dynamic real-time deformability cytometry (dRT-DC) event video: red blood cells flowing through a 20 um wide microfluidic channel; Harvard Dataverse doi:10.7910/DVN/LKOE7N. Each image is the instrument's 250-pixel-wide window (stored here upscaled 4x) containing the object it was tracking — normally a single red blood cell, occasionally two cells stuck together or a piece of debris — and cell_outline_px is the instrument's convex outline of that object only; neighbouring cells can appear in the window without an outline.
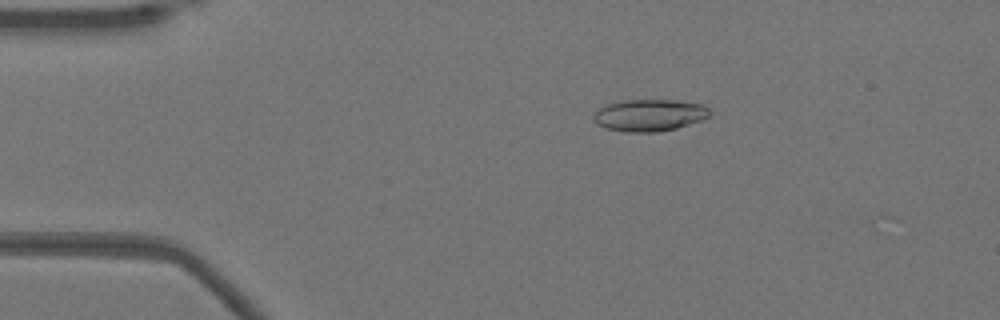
{"species": "Egyptian fruit bat (a non-hibernating species)", "species_latin": "Rousettus aegyptiacus", "temperature_condition": "warm", "stored_images_in_passage": 47, "camera_frame_rate_fps": 3000, "um_per_image_px": 0.085, "animal": {"sex": "female"}, "frame": {"image": 1, "passage_image": 10, "time_ms": 3.0, "image_size_px": [1000, 320], "cell_outline_px": [[712, 116], [704, 120], [676, 128], [656, 132], [628, 132], [604, 128], [596, 124], [592, 120], [592, 116], [596, 108], [604, 104], [624, 100], [676, 100], [704, 104], [712, 112]], "centroid_in_image_um": [55.19, 9.78], "position_along_channel_um": 29.8, "area_um2": 22.2}}
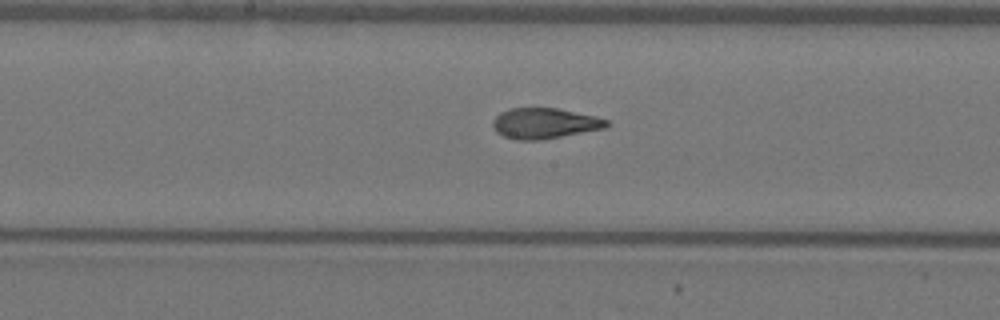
{"frame": {"image": 2, "passage_image": 27, "time_ms": 8.667, "image_size_px": [1000, 320], "cell_outline_px": [[608, 124], [604, 128], [540, 140], [516, 140], [504, 136], [496, 132], [492, 128], [492, 120], [500, 112], [508, 108], [556, 108], [596, 116], [608, 120]], "centroid_in_image_um": [46.23, 10.48], "position_along_channel_um": 202.0, "area_um2": 20.23}}
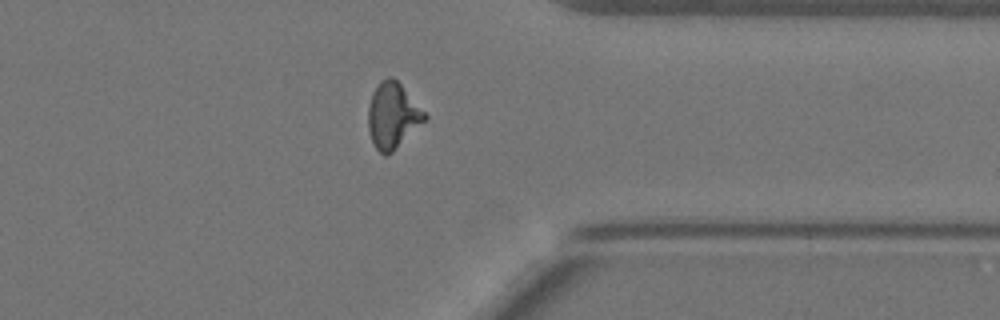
{"frame": {"image": 3, "passage_image": 41, "time_ms": 13.333, "image_size_px": [1000, 320], "cell_outline_px": [[428, 116], [392, 152], [384, 156], [376, 148], [368, 132], [368, 108], [372, 92], [380, 80], [388, 76], [392, 76], [400, 84]], "centroid_in_image_um": [33.33, 9.8], "position_along_channel_um": 378.1, "area_um2": 21.21}}